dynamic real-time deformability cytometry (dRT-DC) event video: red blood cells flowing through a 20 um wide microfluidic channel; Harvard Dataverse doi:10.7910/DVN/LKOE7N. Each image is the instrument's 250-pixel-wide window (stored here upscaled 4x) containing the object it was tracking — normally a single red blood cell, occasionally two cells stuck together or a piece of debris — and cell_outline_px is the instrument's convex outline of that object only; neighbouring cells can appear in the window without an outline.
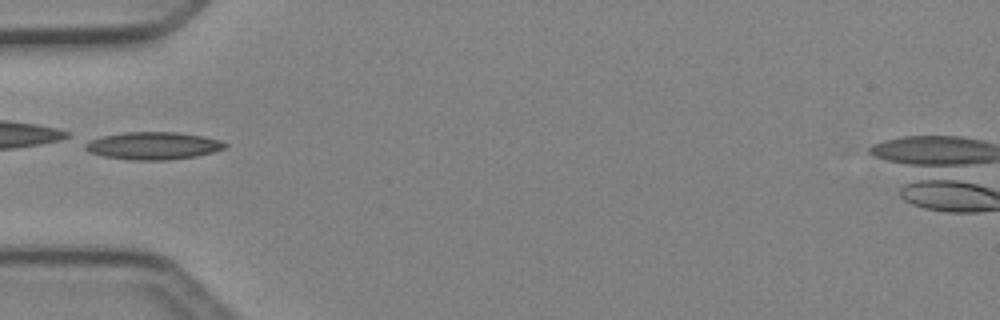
{"species": "Egyptian fruit bat (a non-hibernating species)", "species_latin": "Rousettus aegyptiacus", "temperature_condition": "cold", "stored_images_in_passage": 4, "camera_frame_rate_fps": 3000, "um_per_image_px": 0.085, "animal": {"sex": "female"}, "frame": {"image": 1, "passage_image": 1, "time_ms": 0.0, "image_size_px": [1000, 320], "cell_outline_px": [[228, 148], [196, 156], [168, 160], [128, 160], [104, 156], [88, 152], [84, 148], [84, 144], [92, 140], [104, 136], [124, 132], [176, 132], [204, 136], [220, 140], [228, 144]], "centroid_in_image_um": [13.05, 12.39], "position_along_channel_um": 71.9, "area_um2": 22.48}}